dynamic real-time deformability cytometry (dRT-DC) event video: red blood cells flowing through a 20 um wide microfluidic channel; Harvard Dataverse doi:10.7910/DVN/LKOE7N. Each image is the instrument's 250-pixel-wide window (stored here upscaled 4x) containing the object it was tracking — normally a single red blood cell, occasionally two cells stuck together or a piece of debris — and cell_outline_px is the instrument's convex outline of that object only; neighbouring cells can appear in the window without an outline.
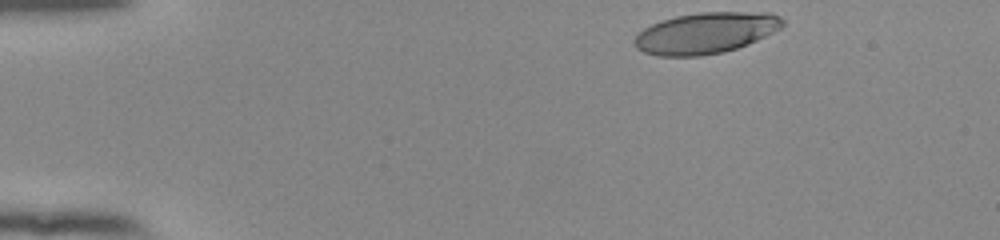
{"species": "human", "species_latin": "Homo sapiens", "temperature_condition": "room temperature", "stored_images_in_passage": 40, "camera_frame_rate_fps": 3000, "um_per_image_px": 0.085, "donor": {"sex": "female"}, "frame": {"image": 1, "passage_image": 1, "time_ms": 0.0, "image_size_px": [1000, 240], "cell_outline_px": [[784, 24], [780, 28], [756, 40], [736, 48], [724, 52], [700, 56], [656, 56], [644, 52], [636, 48], [632, 40], [644, 28], [652, 24], [676, 16], [700, 12], [772, 12], [780, 16], [784, 20]], "centroid_in_image_um": [59.98, 2.8], "position_along_channel_um": 25.0, "area_um2": 35.43}}
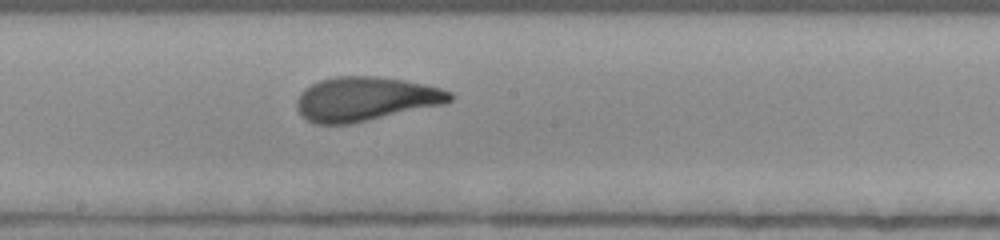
{"frame": {"image": 2, "passage_image": 23, "time_ms": 7.333, "image_size_px": [1000, 240], "cell_outline_px": [[452, 100], [444, 104], [348, 124], [316, 124], [308, 120], [296, 108], [296, 100], [300, 92], [304, 88], [320, 80], [336, 76], [380, 76], [404, 80], [440, 88], [452, 92]], "centroid_in_image_um": [31.04, 8.4], "position_along_channel_um": 217.2, "area_um2": 39.13}}
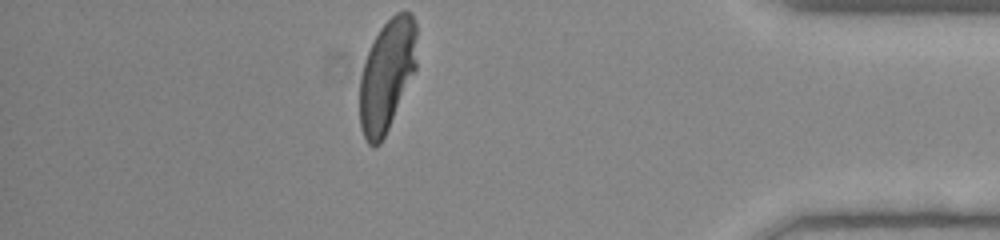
{"frame": {"image": 3, "passage_image": 40, "time_ms": 13.0, "image_size_px": [1000, 240], "cell_outline_px": [[416, 68], [388, 128], [380, 144], [376, 148], [372, 148], [368, 144], [360, 128], [360, 76], [364, 60], [380, 28], [396, 12], [412, 12], [416, 24]], "centroid_in_image_um": [32.88, 6.4], "position_along_channel_um": 402.3, "area_um2": 36.99}, "authors_computed_cell_mechanics": {"area_um2": 38.437, "velocity_mm_per_s": 3.8675, "shape_relaxation_time_tau1_ms": 4.0341, "shape_relaxation_time_tau2_ms": 0.6613, "deformation_change_tau1": 0.1942, "deformation_change_tau2": 0.0648}}